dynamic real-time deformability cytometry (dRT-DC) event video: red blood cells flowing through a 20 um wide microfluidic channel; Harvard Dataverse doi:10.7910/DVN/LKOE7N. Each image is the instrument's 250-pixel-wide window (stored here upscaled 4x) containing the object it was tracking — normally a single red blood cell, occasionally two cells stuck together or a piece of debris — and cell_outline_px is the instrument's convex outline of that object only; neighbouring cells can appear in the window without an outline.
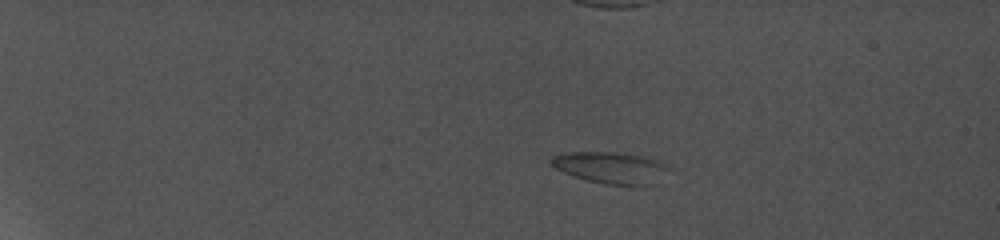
{"species": "common noctule bat (a hibernating species)", "species_latin": "Nyctalus noctula", "temperature_condition": "cold", "stored_images_in_passage": 8, "camera_frame_rate_fps": 5000, "um_per_image_px": 0.085, "animal": {"sex": "female", "body_mass_g": 19.0, "forearm_length_mm": 56.7}, "frame": {"image": 1, "passage_image": 1, "time_ms": 0.0, "image_size_px": [1000, 240], "cell_outline_px": [[648, 184], [604, 184], [588, 180], [564, 172], [556, 168], [552, 164], [552, 160], [556, 156], [576, 152], [600, 152], [632, 156], [644, 160]], "centroid_in_image_um": [51.28, 14.24], "position_along_channel_um": 33.7, "area_um2": 17.22}}